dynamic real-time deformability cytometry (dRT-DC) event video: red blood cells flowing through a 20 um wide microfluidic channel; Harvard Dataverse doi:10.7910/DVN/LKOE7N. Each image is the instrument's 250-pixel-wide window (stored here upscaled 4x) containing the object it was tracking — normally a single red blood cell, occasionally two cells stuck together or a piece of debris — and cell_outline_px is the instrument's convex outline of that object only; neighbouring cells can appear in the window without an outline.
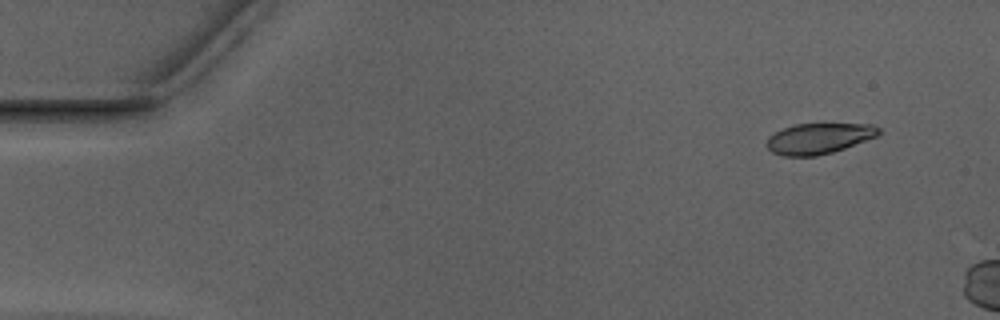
{"species": "Egyptian fruit bat (a non-hibernating species)", "species_latin": "Rousettus aegyptiacus", "temperature_condition": "warm", "stored_images_in_passage": 6, "camera_frame_rate_fps": 3000, "um_per_image_px": 0.085, "animal": {"sex": "male"}, "frame": {"image": 1, "passage_image": 1, "time_ms": 0.0, "image_size_px": [1000, 320], "cell_outline_px": [[880, 132], [876, 136], [844, 148], [832, 152], [816, 156], [784, 156], [772, 152], [764, 144], [768, 136], [784, 128], [796, 124], [872, 124], [880, 128]], "centroid_in_image_um": [69.56, 11.77], "position_along_channel_um": 15.4, "area_um2": 19.88}}